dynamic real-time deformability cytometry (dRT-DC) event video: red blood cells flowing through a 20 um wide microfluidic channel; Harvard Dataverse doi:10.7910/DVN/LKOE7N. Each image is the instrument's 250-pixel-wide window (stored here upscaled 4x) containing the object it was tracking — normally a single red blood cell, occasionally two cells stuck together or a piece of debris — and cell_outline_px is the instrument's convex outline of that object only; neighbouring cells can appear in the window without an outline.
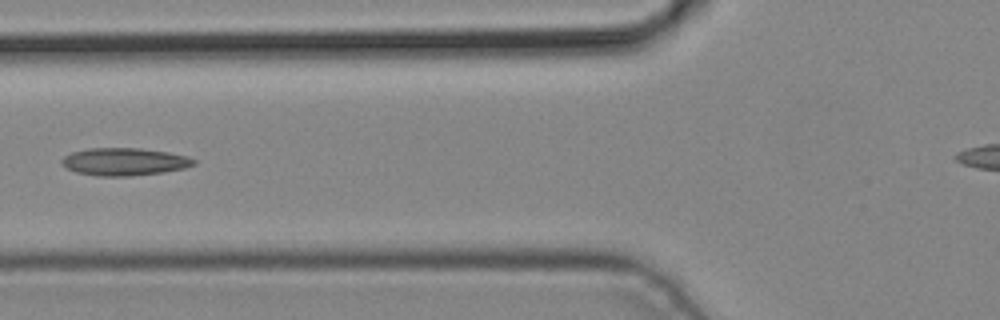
{"species": "common noctule bat (a hibernating species)", "species_latin": "Nyctalus noctula", "temperature_condition": "cold", "stored_images_in_passage": 5, "camera_frame_rate_fps": 3000, "um_per_image_px": 0.085, "animal": {"sex": "male", "body_mass_g": 19.2, "forearm_length_mm": 51.8}, "frame": {"image": 1, "passage_image": 5, "time_ms": 1.333, "image_size_px": [1000, 320], "cell_outline_px": [[196, 164], [184, 168], [160, 172], [128, 176], [96, 176], [76, 172], [60, 164], [60, 160], [64, 156], [72, 152], [88, 148], [140, 148], [168, 152], [184, 156], [196, 160]], "centroid_in_image_um": [10.52, 13.74], "position_along_channel_um": 115.3, "area_um2": 21.1}}